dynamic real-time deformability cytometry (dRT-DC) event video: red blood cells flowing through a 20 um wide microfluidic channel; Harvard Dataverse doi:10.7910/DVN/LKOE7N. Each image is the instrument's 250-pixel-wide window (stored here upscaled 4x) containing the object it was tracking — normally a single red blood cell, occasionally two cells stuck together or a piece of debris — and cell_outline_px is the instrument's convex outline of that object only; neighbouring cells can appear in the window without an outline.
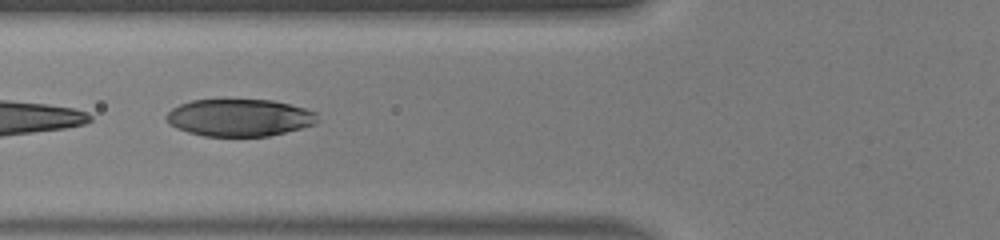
{"species": "human", "species_latin": "Homo sapiens", "temperature_condition": "warm", "stored_images_in_passage": 24, "segment_of_instrument_passage": [2, 2], "camera_frame_rate_fps": 3000, "um_per_image_px": 0.085, "donor": {"sex": "male"}, "frame": {"image": 1, "passage_image": 19, "time_ms": 6.0, "image_size_px": [1000, 240], "cell_outline_px": [[316, 124], [268, 136], [204, 136], [188, 132], [176, 128], [168, 124], [164, 116], [172, 108], [180, 104], [192, 100], [272, 100], [304, 108], [316, 112]], "centroid_in_image_um": [20.3, 10.0], "position_along_channel_um": 105.5, "area_um2": 32.66}}